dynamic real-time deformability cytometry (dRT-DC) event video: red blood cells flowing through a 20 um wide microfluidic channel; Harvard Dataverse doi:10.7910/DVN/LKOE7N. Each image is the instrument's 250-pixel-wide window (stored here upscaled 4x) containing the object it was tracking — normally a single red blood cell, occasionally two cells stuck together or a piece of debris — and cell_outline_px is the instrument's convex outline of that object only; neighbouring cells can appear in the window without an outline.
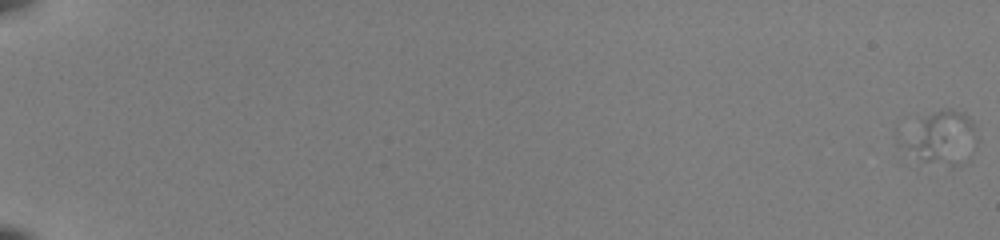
{"species": "common noctule bat (a hibernating species)", "species_latin": "Nyctalus noctula", "temperature_condition": "room temperature", "stored_images_in_passage": 14, "camera_frame_rate_fps": 3000, "um_per_image_px": 0.085, "animal": {"sex": "female", "body_mass_g": 22.0, "forearm_length_mm": 56.7}, "frame": {"image": 1, "passage_image": 1, "time_ms": 0.0, "image_size_px": [1000, 240], "cell_outline_px": [[980, 140], [976, 148], [972, 152], [956, 164], [948, 164], [920, 160], [896, 148], [896, 144], [920, 116], [940, 108], [952, 108], [964, 112], [972, 120], [980, 136]], "centroid_in_image_um": [79.98, 11.65], "position_along_channel_um": 5.0, "area_um2": 23.99}}